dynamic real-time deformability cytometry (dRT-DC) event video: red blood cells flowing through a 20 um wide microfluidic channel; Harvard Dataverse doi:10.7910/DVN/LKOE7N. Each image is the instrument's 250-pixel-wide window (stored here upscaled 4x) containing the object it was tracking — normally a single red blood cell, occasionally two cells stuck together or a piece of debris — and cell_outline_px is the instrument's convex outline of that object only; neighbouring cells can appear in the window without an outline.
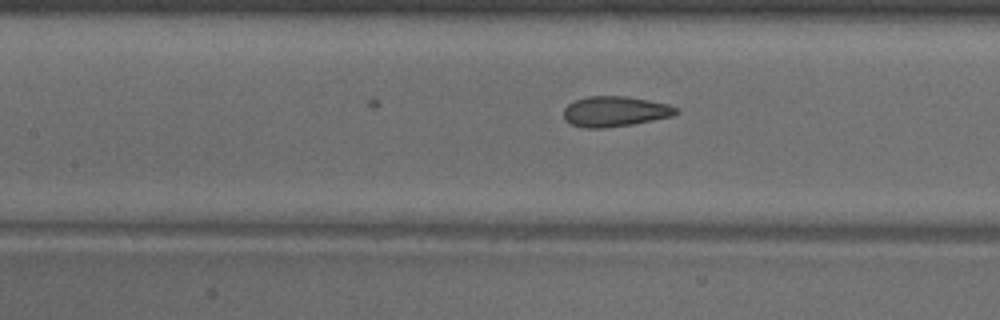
{"species": "common noctule bat (a hibernating species)", "species_latin": "Nyctalus noctula", "temperature_condition": "warm", "stored_images_in_passage": 21, "camera_frame_rate_fps": 3000, "um_per_image_px": 0.085, "animal": {"sex": "male", "body_mass_g": 18.8}, "frame": {"image": 1, "passage_image": 21, "time_ms": 6.667, "image_size_px": [1000, 320], "cell_outline_px": [[680, 112], [672, 116], [632, 124], [604, 128], [584, 128], [572, 124], [564, 120], [564, 108], [568, 104], [576, 100], [588, 96], [628, 96], [668, 104], [676, 108]], "centroid_in_image_um": [52.26, 9.47], "position_along_channel_um": 155.1, "area_um2": 19.83}}